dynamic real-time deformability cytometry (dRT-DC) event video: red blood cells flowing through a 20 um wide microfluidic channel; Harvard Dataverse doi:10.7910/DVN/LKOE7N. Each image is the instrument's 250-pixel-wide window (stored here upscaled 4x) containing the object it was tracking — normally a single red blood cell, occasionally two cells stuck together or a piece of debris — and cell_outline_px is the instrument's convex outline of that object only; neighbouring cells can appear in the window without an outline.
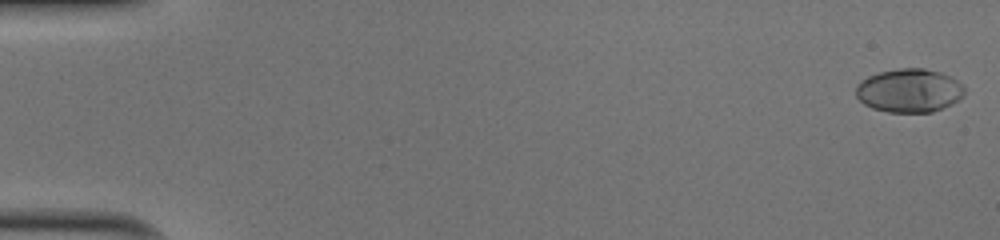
{"species": "human", "species_latin": "Homo sapiens", "temperature_condition": "cold", "stored_images_in_passage": 40, "camera_frame_rate_fps": 3000, "um_per_image_px": 0.085, "donor": {"sex": "male"}, "frame": {"image": 1, "passage_image": 1, "time_ms": 0.0, "image_size_px": [1000, 240], "cell_outline_px": [[964, 96], [952, 104], [932, 112], [888, 112], [872, 108], [864, 104], [856, 96], [856, 84], [860, 80], [868, 76], [880, 72], [900, 68], [924, 68], [940, 72], [964, 84]], "centroid_in_image_um": [77.28, 7.7], "position_along_channel_um": 7.7, "area_um2": 27.69}}
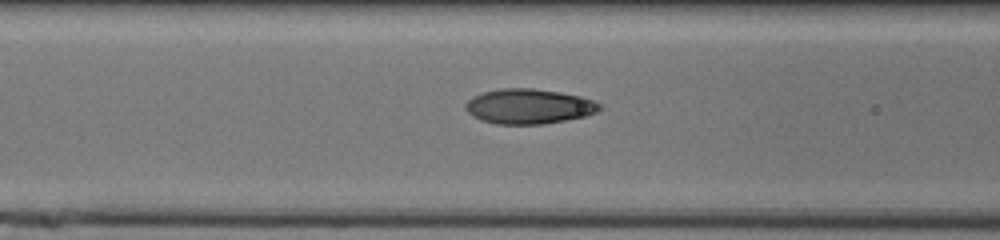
{"frame": {"image": 2, "passage_image": 22, "time_ms": 7.0, "image_size_px": [1000, 240], "cell_outline_px": [[600, 108], [596, 112], [584, 116], [544, 124], [496, 124], [480, 120], [472, 116], [464, 108], [464, 104], [472, 96], [484, 92], [500, 88], [532, 88], [560, 92], [580, 96], [592, 100], [600, 104]], "centroid_in_image_um": [44.89, 9.04], "position_along_channel_um": 121.7, "area_um2": 27.28}}
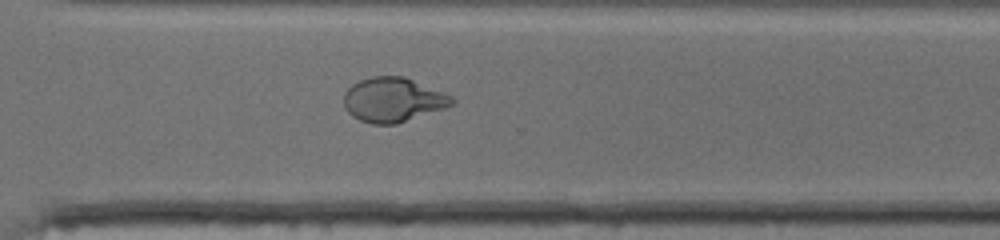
{"frame": {"image": 3, "passage_image": 38, "time_ms": 12.333, "image_size_px": [1000, 240], "cell_outline_px": [[456, 104], [396, 124], [372, 124], [360, 120], [352, 116], [348, 112], [344, 104], [344, 92], [352, 84], [360, 80], [372, 76], [404, 76], [444, 92], [452, 96], [456, 100]], "centroid_in_image_um": [33.42, 8.47], "position_along_channel_um": 337.2, "area_um2": 28.03}}